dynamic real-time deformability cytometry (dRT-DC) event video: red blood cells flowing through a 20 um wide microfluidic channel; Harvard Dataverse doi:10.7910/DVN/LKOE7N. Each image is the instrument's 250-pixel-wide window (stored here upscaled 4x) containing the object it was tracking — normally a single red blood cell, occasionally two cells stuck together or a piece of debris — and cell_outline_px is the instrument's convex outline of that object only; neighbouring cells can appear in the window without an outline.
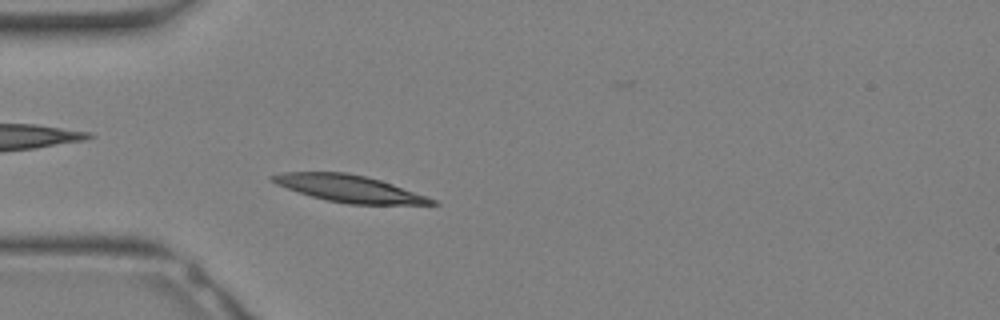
{"species": "Egyptian fruit bat (a non-hibernating species)", "species_latin": "Rousettus aegyptiacus", "temperature_condition": "warm", "stored_images_in_passage": 24, "camera_frame_rate_fps": 3000, "um_per_image_px": 0.085, "animal": {"sex": "female"}, "frame": {"image": 1, "passage_image": 1, "time_ms": 0.0, "image_size_px": [1000, 320], "cell_outline_px": [[440, 204], [348, 204], [328, 200], [312, 196], [276, 184], [268, 176], [284, 172], [348, 172], [380, 180], [428, 196], [436, 200]], "centroid_in_image_um": [29.7, 16.02], "position_along_channel_um": 55.3, "area_um2": 24.68}}
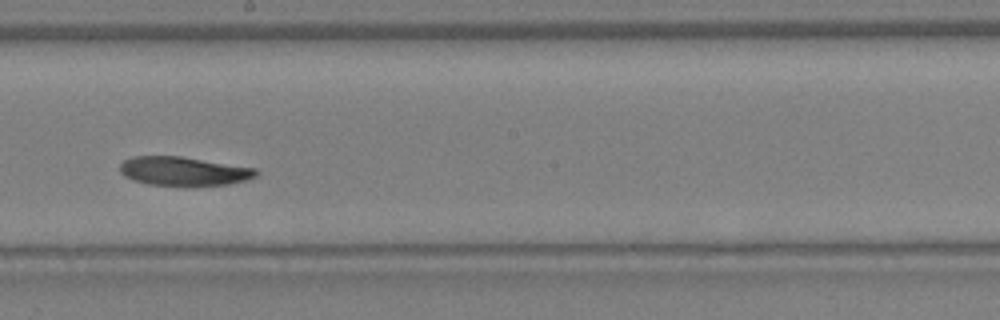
{"frame": {"image": 2, "passage_image": 10, "time_ms": 3.0, "image_size_px": [1000, 320], "cell_outline_px": [[260, 172], [256, 176], [244, 180], [228, 184], [184, 188], [148, 184], [132, 180], [124, 176], [120, 172], [120, 164], [124, 160], [132, 156], [180, 156], [256, 168]], "centroid_in_image_um": [15.59, 14.58], "position_along_channel_um": 232.6, "area_um2": 23.58}}
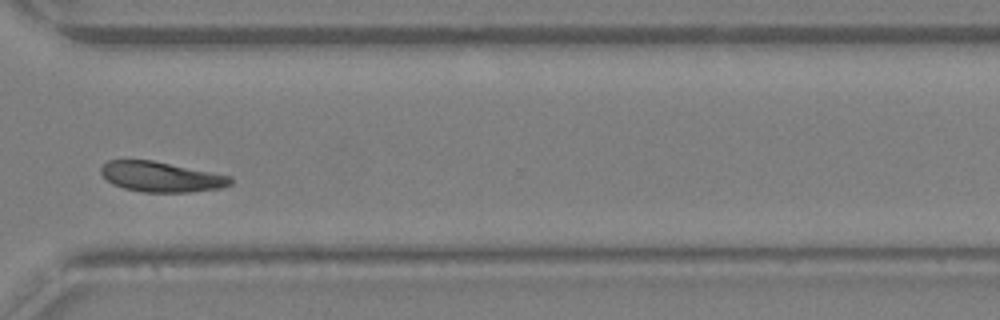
{"frame": {"image": 3, "passage_image": 16, "time_ms": 5.0, "image_size_px": [1000, 320], "cell_outline_px": [[232, 184], [220, 188], [188, 192], [144, 192], [124, 188], [112, 184], [100, 172], [100, 168], [108, 160], [152, 160], [232, 176]], "centroid_in_image_um": [13.7, 15.03], "position_along_channel_um": 356.9, "area_um2": 22.66}}